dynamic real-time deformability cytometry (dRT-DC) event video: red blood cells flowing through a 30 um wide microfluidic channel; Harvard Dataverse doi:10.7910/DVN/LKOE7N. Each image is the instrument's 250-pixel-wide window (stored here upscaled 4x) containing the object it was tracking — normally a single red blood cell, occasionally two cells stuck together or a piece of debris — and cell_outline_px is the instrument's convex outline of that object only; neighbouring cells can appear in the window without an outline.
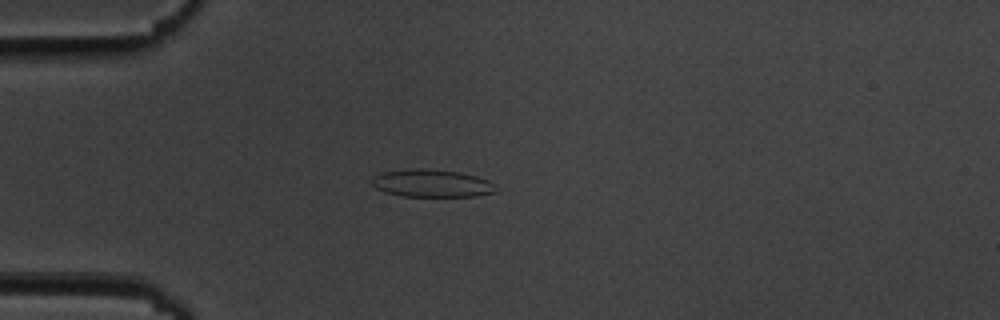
{"species": "common noctule bat (a hibernating species)", "species_latin": "Nyctalus noctula", "temperature_condition": "cold", "stored_images_in_passage": 41, "camera_frame_rate_fps": 3000, "um_per_image_px": 0.085, "animal": {"sex": "male", "body_mass_g": 19.5, "forearm_length_mm": 54.6}, "frame": {"image": 1, "passage_image": 14, "time_ms": 4.333, "image_size_px": [1000, 320], "cell_outline_px": [[496, 192], [476, 196], [404, 196], [384, 192], [376, 188], [372, 184], [372, 176], [380, 172], [412, 168], [428, 168], [460, 172], [476, 176], [488, 180], [492, 184]], "centroid_in_image_um": [36.65, 15.56], "position_along_channel_um": 48.4, "area_um2": 20.06}}
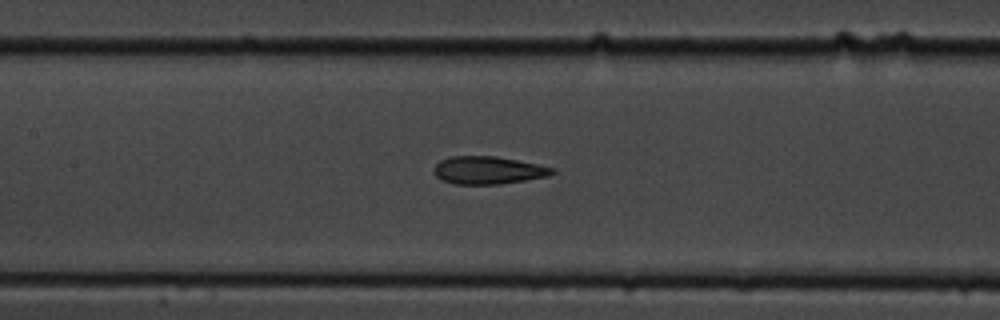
{"frame": {"image": 2, "passage_image": 25, "time_ms": 8.0, "image_size_px": [1000, 320], "cell_outline_px": [[556, 172], [548, 176], [500, 184], [456, 184], [440, 180], [436, 176], [436, 164], [440, 160], [452, 156], [496, 156], [556, 168]], "centroid_in_image_um": [41.51, 14.47], "position_along_channel_um": 165.9, "area_um2": 18.96}}
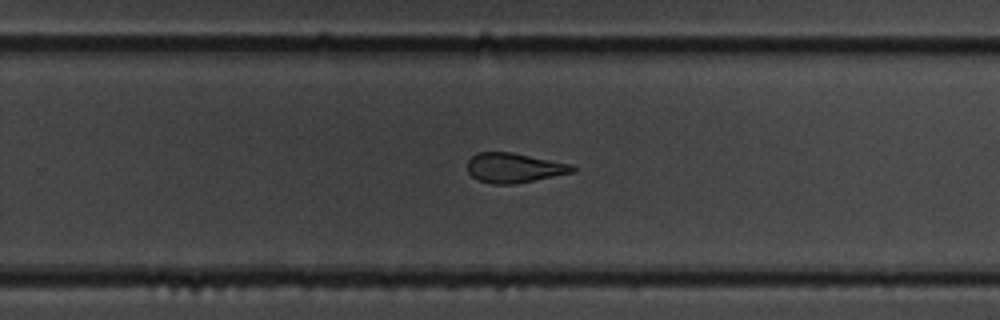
{"frame": {"image": 3, "passage_image": 35, "time_ms": 11.333, "image_size_px": [1000, 320], "cell_outline_px": [[576, 172], [516, 184], [492, 184], [480, 180], [472, 176], [468, 172], [468, 160], [472, 156], [480, 152], [512, 152], [572, 164], [576, 168]], "centroid_in_image_um": [43.74, 14.27], "position_along_channel_um": 286.1, "area_um2": 18.26}}